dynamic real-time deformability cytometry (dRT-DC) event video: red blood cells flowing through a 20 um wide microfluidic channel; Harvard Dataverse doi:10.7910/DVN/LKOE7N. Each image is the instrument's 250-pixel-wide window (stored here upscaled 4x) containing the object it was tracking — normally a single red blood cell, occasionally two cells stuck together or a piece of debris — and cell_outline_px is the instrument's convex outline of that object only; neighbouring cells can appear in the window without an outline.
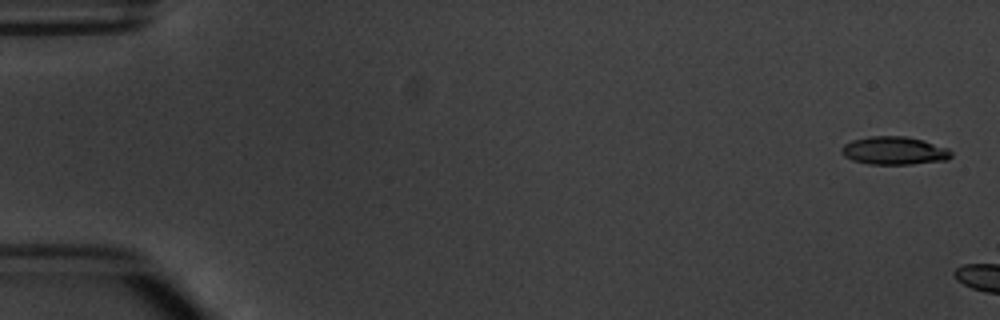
{"species": "common noctule bat (a hibernating species)", "species_latin": "Nyctalus noctula", "temperature_condition": "warm", "stored_images_in_passage": 2, "camera_frame_rate_fps": 3000, "um_per_image_px": 0.085, "animal": {"sex": "male", "body_mass_g": 20.1, "forearm_length_mm": 53.5}, "frame": {"image": 1, "passage_image": 1, "time_ms": 0.0, "image_size_px": [1000, 320], "cell_outline_px": [[952, 156], [948, 160], [912, 164], [868, 164], [852, 160], [844, 156], [840, 152], [840, 148], [844, 144], [852, 140], [868, 136], [904, 136], [924, 140], [948, 148], [952, 152]], "centroid_in_image_um": [76.0, 12.8], "position_along_channel_um": 9.0, "area_um2": 18.15}}